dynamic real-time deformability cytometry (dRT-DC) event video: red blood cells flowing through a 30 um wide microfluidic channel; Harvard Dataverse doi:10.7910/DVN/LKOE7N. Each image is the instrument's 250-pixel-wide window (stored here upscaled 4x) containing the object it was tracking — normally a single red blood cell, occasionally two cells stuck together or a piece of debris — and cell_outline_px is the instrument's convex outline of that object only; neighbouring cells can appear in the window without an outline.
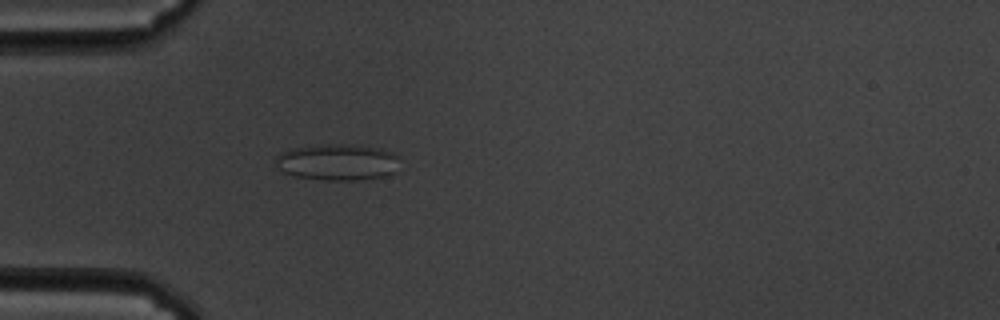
{"species": "common noctule bat (a hibernating species)", "species_latin": "Nyctalus noctula", "temperature_condition": "cold", "stored_images_in_passage": 38, "camera_frame_rate_fps": 3000, "um_per_image_px": 0.085, "animal": {"sex": "male", "body_mass_g": 19.5, "forearm_length_mm": 54.6}, "frame": {"image": 1, "passage_image": 3, "time_ms": 0.667, "image_size_px": [1000, 320], "cell_outline_px": [[400, 156], [396, 172], [384, 176], [360, 180], [328, 180], [296, 176], [284, 172], [280, 168], [276, 160], [276, 156], [280, 152], [288, 148], [324, 144], [356, 144], [380, 148], [392, 152]], "centroid_in_image_um": [28.73, 13.76], "position_along_channel_um": 56.3, "area_um2": 26.59}}
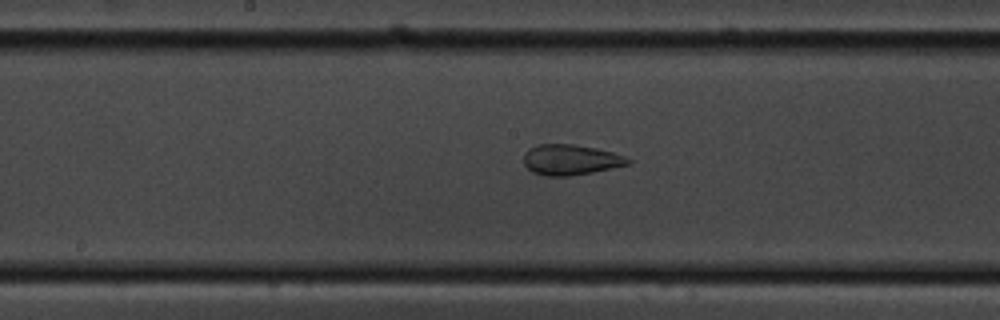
{"frame": {"image": 2, "passage_image": 16, "time_ms": 5.0, "image_size_px": [1000, 320], "cell_outline_px": [[632, 160], [628, 164], [612, 168], [592, 172], [568, 176], [544, 176], [532, 172], [524, 164], [524, 152], [528, 148], [536, 144], [572, 144], [596, 148], [612, 152], [624, 156]], "centroid_in_image_um": [48.46, 13.57], "position_along_channel_um": 199.7, "area_um2": 18.55}}
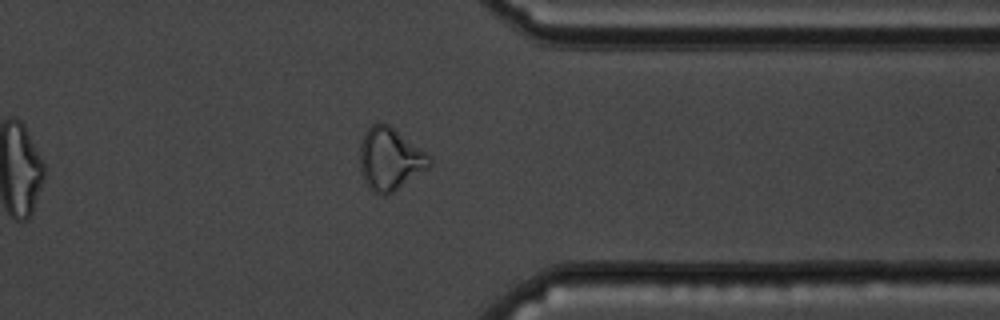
{"frame": {"image": 3, "passage_image": 32, "time_ms": 10.333, "image_size_px": [1000, 320], "cell_outline_px": [[432, 164], [428, 168], [388, 196], [376, 196], [368, 188], [360, 172], [360, 144], [364, 132], [376, 120], [388, 124], [428, 152], [432, 156]], "centroid_in_image_um": [33.15, 13.53], "position_along_channel_um": 378.3, "area_um2": 26.07}, "authors_computed_cell_mechanics": {"area_um2": 19.7965, "velocity_mm_per_s": 3.4431, "shape_relaxation_time_tau1_ms": null, "shape_relaxation_time_tau2_ms": 1.7926, "deformation_change_tau1": null, "deformation_change_tau2": 0.0996}}